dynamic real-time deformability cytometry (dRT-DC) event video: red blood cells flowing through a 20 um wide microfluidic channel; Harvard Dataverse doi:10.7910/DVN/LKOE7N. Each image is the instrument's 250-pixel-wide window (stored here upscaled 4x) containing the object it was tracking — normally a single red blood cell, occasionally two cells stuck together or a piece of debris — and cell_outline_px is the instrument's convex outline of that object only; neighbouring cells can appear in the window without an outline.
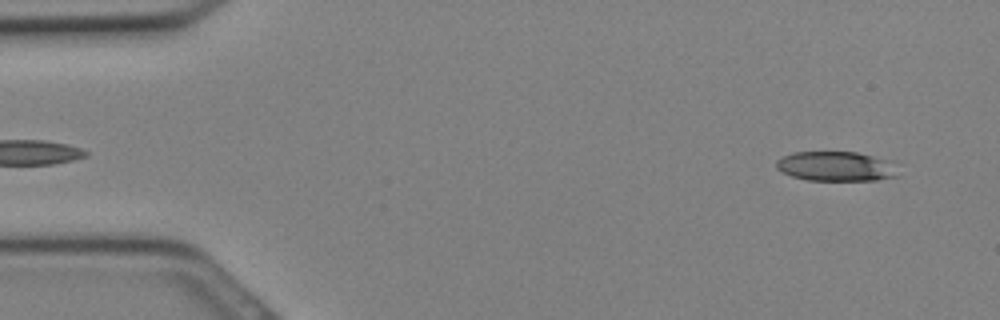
{"species": "Egyptian fruit bat (a non-hibernating species)", "species_latin": "Rousettus aegyptiacus", "temperature_condition": "cold", "stored_images_in_passage": 21, "camera_frame_rate_fps": 3000, "um_per_image_px": 0.085, "animal": {"sex": "female"}, "frame": {"image": 1, "passage_image": 1, "time_ms": 0.0, "image_size_px": [1000, 320], "cell_outline_px": [[896, 176], [876, 180], [808, 180], [792, 176], [776, 168], [776, 160], [792, 152], [856, 152], [896, 160]], "centroid_in_image_um": [71.12, 14.12], "position_along_channel_um": 13.9, "area_um2": 21.21}}
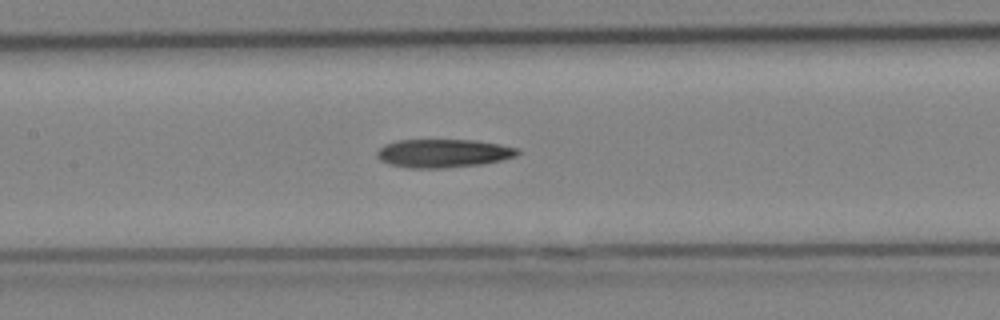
{"frame": {"image": 2, "passage_image": 13, "time_ms": 4.0, "image_size_px": [1000, 320], "cell_outline_px": [[520, 152], [516, 156], [500, 160], [480, 164], [444, 168], [408, 168], [388, 164], [380, 160], [376, 156], [376, 152], [384, 144], [396, 140], [476, 140], [500, 144], [516, 148]], "centroid_in_image_um": [37.63, 13.02], "position_along_channel_um": 169.8, "area_um2": 23.29}}
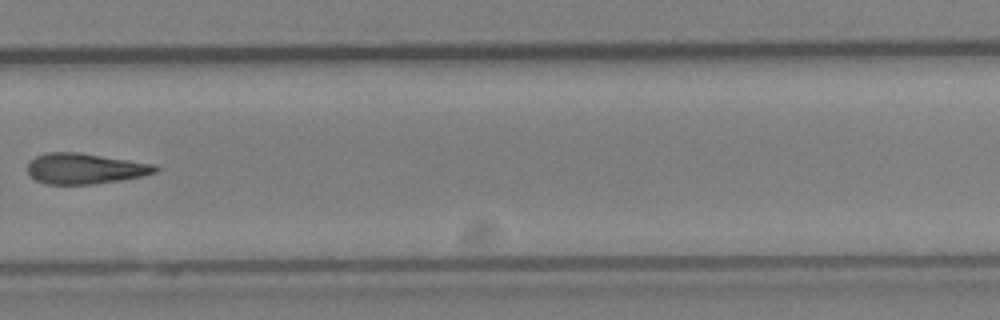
{"frame": {"image": 3, "passage_image": 20, "time_ms": 6.333, "image_size_px": [1000, 320], "cell_outline_px": [[160, 168], [156, 172], [144, 176], [120, 180], [92, 184], [44, 184], [28, 176], [28, 164], [36, 156], [48, 152], [80, 152], [152, 164]], "centroid_in_image_um": [7.2, 14.33], "position_along_channel_um": 322.6, "area_um2": 22.77}}